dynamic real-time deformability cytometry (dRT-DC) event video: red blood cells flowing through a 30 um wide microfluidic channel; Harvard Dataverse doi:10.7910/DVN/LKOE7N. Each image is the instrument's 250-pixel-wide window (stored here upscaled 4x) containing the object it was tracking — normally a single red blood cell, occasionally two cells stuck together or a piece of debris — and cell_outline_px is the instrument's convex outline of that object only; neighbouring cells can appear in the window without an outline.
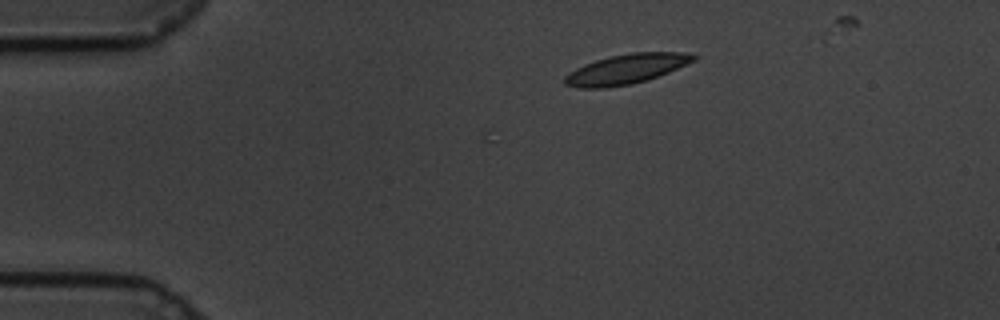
{"species": "common noctule bat (a hibernating species)", "species_latin": "Nyctalus noctula", "temperature_condition": "cold", "stored_images_in_passage": 5, "camera_frame_rate_fps": 3000, "um_per_image_px": 0.085, "animal": {"sex": "male", "body_mass_g": 19.5, "forearm_length_mm": 54.6}, "frame": {"image": 1, "passage_image": 1, "time_ms": 0.0, "image_size_px": [1000, 320], "cell_outline_px": [[700, 56], [696, 60], [668, 72], [632, 84], [604, 88], [580, 88], [564, 84], [564, 76], [576, 68], [584, 64], [596, 60], [612, 56], [632, 52], [684, 52]], "centroid_in_image_um": [53.23, 5.86], "position_along_channel_um": 31.8, "area_um2": 22.2}}